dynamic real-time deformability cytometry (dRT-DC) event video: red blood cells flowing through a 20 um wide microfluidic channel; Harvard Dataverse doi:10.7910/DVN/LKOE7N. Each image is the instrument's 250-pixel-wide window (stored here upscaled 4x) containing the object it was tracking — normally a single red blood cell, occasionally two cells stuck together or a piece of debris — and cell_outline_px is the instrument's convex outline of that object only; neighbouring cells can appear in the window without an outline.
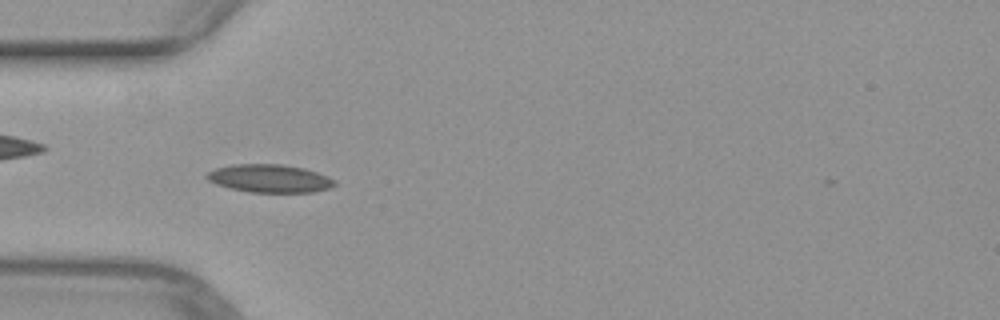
{"species": "common noctule bat (a hibernating species)", "species_latin": "Nyctalus noctula", "temperature_condition": "warm", "stored_images_in_passage": 47, "camera_frame_rate_fps": 3000, "um_per_image_px": 0.085, "animal": {"sex": "female", "body_mass_g": 29.2, "forearm_length_mm": 56.3}, "frame": {"image": 1, "passage_image": 15, "time_ms": 4.667, "image_size_px": [1000, 320], "cell_outline_px": [[336, 184], [332, 188], [312, 192], [252, 192], [228, 188], [216, 184], [208, 180], [204, 176], [208, 172], [216, 168], [236, 164], [280, 164], [304, 168], [328, 176], [336, 180]], "centroid_in_image_um": [22.93, 15.17], "position_along_channel_um": 62.1, "area_um2": 20.92}}
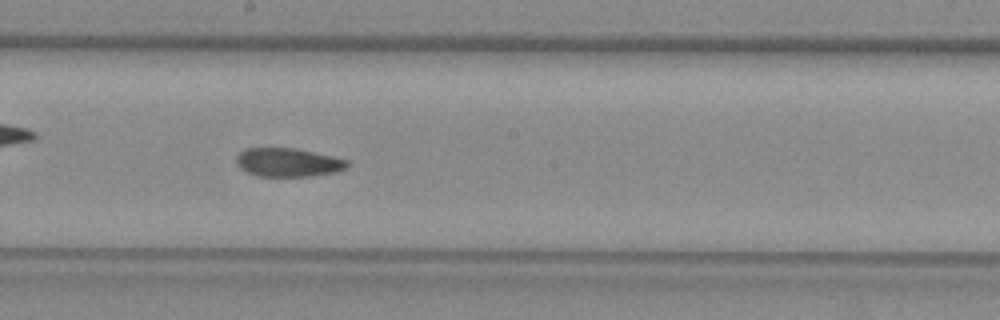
{"frame": {"image": 2, "passage_image": 27, "time_ms": 8.667, "image_size_px": [1000, 320], "cell_outline_px": [[348, 168], [336, 172], [312, 176], [260, 176], [248, 172], [240, 168], [236, 164], [236, 156], [244, 148], [292, 148], [332, 156], [348, 160]], "centroid_in_image_um": [24.48, 13.8], "position_along_channel_um": 223.7, "area_um2": 18.44}}
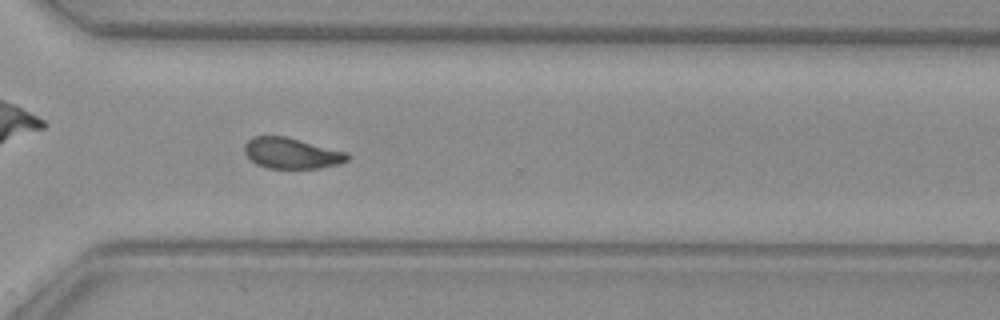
{"frame": {"image": 3, "passage_image": 36, "time_ms": 11.667, "image_size_px": [1000, 320], "cell_outline_px": [[352, 156], [348, 160], [340, 164], [320, 168], [268, 168], [256, 164], [244, 152], [244, 144], [252, 136], [284, 136], [348, 152]], "centroid_in_image_um": [24.81, 13.02], "position_along_channel_um": 345.8, "area_um2": 18.55}}